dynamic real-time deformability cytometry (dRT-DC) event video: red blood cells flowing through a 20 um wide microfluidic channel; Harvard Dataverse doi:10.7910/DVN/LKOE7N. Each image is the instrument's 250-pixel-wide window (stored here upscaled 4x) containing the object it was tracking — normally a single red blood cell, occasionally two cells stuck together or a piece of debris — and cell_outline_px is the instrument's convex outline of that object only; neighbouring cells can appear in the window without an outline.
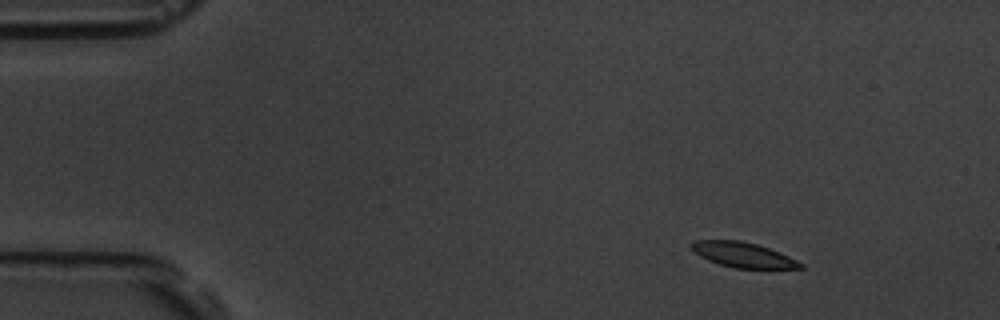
{"species": "common noctule bat (a hibernating species)", "species_latin": "Nyctalus noctula", "temperature_condition": "room temperature", "stored_images_in_passage": 4, "camera_frame_rate_fps": 3000, "um_per_image_px": 0.085, "animal": {"sex": "male", "body_mass_g": 19.5, "forearm_length_mm": 54.6}, "frame": {"image": 1, "passage_image": 1, "time_ms": 0.0, "image_size_px": [1000, 320], "cell_outline_px": [[804, 268], [736, 268], [720, 264], [708, 260], [692, 252], [688, 248], [688, 244], [696, 240], [740, 240], [756, 244], [780, 252], [804, 264]], "centroid_in_image_um": [63.09, 21.65], "position_along_channel_um": 21.9, "area_um2": 15.95}}
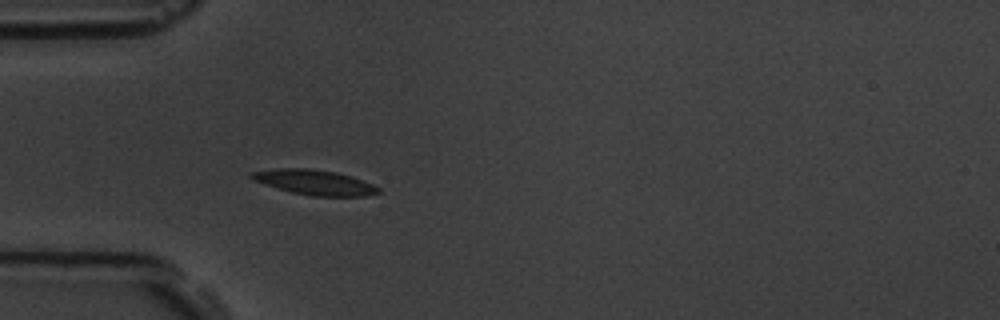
{"frame": {"image": 2, "passage_image": 4, "time_ms": 1.0, "image_size_px": [1000, 320], "cell_outline_px": [[380, 192], [364, 196], [312, 196], [292, 192], [264, 184], [252, 180], [248, 176], [248, 172], [280, 168], [308, 168], [336, 172], [352, 176], [372, 184], [380, 188]], "centroid_in_image_um": [26.71, 15.49], "position_along_channel_um": 58.3, "area_um2": 18.5}}